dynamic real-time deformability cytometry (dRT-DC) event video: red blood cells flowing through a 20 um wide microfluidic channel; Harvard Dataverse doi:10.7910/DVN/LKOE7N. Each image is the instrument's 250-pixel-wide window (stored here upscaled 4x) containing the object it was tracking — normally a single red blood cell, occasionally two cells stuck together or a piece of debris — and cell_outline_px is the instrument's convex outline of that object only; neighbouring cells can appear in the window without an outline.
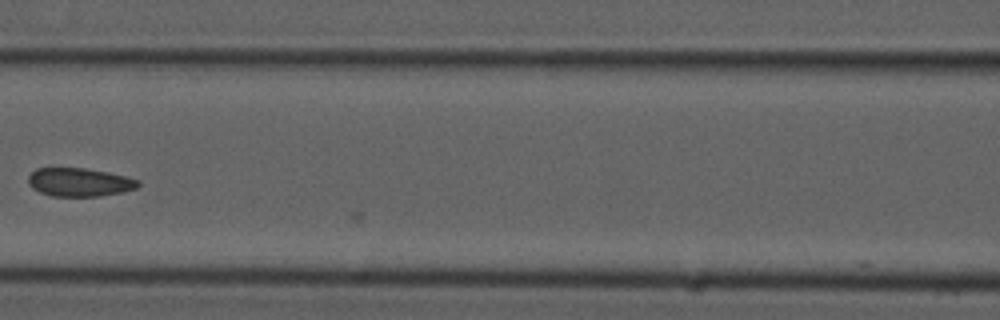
{"species": "common noctule bat (a hibernating species)", "species_latin": "Nyctalus noctula", "temperature_condition": "cold", "stored_images_in_passage": 7, "camera_frame_rate_fps": 3000, "um_per_image_px": 0.085, "animal": {"sex": "male", "forearm_length_mm": 52.5}, "frame": {"image": 1, "passage_image": 7, "time_ms": 2.0, "image_size_px": [1000, 320], "cell_outline_px": [[140, 184], [136, 188], [120, 192], [100, 196], [52, 196], [40, 192], [32, 188], [28, 184], [28, 176], [36, 168], [84, 168], [108, 172], [128, 176], [140, 180]], "centroid_in_image_um": [6.75, 15.48], "position_along_channel_um": 159.8, "area_um2": 18.26}}